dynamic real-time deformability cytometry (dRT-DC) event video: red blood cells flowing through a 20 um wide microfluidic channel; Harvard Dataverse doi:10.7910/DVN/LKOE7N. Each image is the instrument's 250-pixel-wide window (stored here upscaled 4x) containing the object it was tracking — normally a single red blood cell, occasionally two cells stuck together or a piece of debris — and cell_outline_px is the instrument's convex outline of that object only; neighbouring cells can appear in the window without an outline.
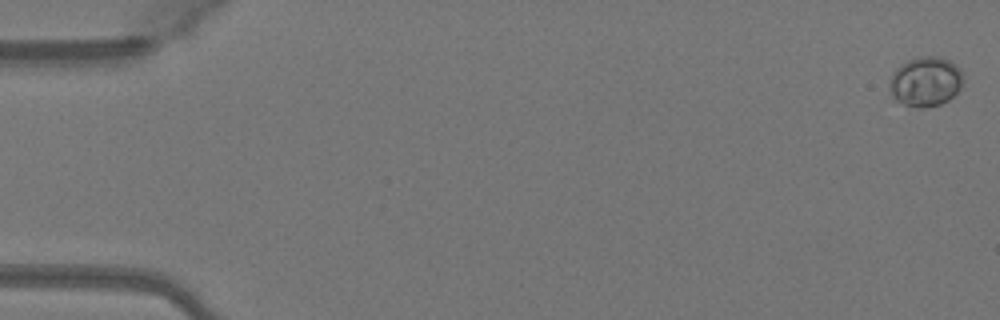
{"species": "Egyptian fruit bat (a non-hibernating species)", "species_latin": "Rousettus aegyptiacus", "temperature_condition": "warm", "stored_images_in_passage": 50, "camera_frame_rate_fps": 3000, "um_per_image_px": 0.085, "animal": {"sex": "female"}, "frame": {"image": 1, "passage_image": 1, "time_ms": 0.0, "image_size_px": [1000, 320], "cell_outline_px": [[964, 84], [948, 100], [940, 104], [924, 108], [916, 108], [904, 104], [896, 100], [892, 96], [892, 76], [896, 68], [908, 60], [920, 56], [936, 56], [948, 60], [960, 68], [964, 80]], "centroid_in_image_um": [78.72, 6.94], "position_along_channel_um": 6.3, "area_um2": 21.1}}
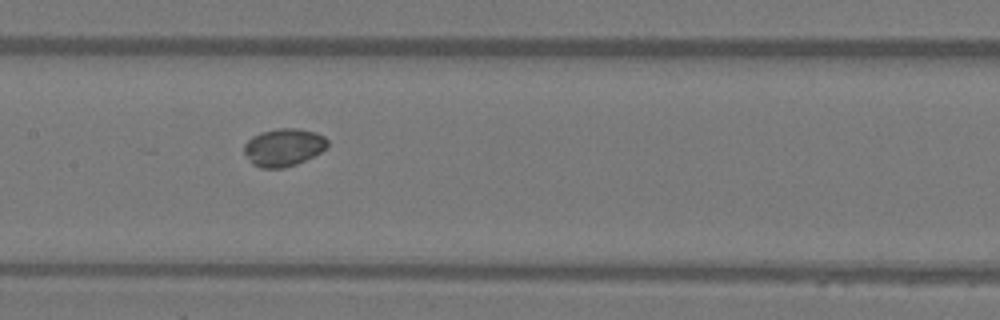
{"frame": {"image": 2, "passage_image": 25, "time_ms": 8.0, "image_size_px": [1000, 320], "cell_outline_px": [[328, 144], [320, 152], [296, 164], [284, 168], [260, 168], [252, 164], [244, 152], [244, 144], [252, 136], [260, 132], [276, 128], [296, 128], [316, 132], [324, 136], [328, 140]], "centroid_in_image_um": [24.08, 12.51], "position_along_channel_um": 183.3, "area_um2": 18.32}}
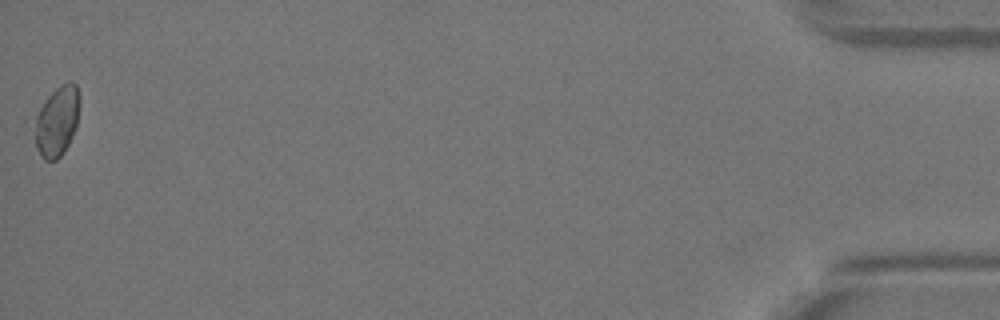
{"frame": {"image": 3, "passage_image": 50, "time_ms": 16.333, "image_size_px": [1000, 320], "cell_outline_px": [[80, 104], [76, 128], [64, 152], [56, 160], [44, 160], [40, 156], [36, 148], [36, 116], [40, 108], [48, 96], [60, 84], [68, 80], [72, 80], [76, 84], [80, 96]], "centroid_in_image_um": [4.89, 10.26], "position_along_channel_um": 430.3, "area_um2": 18.38}, "authors_computed_cell_mechanics": {"area_um2": 17.9758, "velocity_mm_per_s": 4.1228, "shape_relaxation_time_tau1_ms": null, "shape_relaxation_time_tau2_ms": 7.6409, "deformation_change_tau1": null, "deformation_change_tau2": 0.0909}}